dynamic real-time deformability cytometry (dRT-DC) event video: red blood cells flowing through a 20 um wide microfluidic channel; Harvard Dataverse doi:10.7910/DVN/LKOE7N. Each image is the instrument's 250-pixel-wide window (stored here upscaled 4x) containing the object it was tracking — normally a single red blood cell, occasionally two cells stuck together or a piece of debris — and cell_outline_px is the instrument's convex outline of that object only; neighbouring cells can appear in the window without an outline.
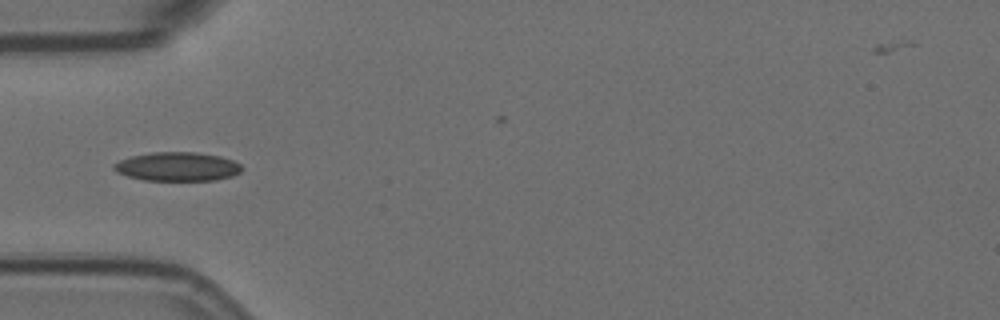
{"species": "Egyptian fruit bat (a non-hibernating species)", "species_latin": "Rousettus aegyptiacus", "temperature_condition": "room temperature", "stored_images_in_passage": 4, "camera_frame_rate_fps": 3000, "um_per_image_px": 0.085, "animal": {"sex": "female"}, "frame": {"image": 1, "passage_image": 1, "time_ms": 0.0, "image_size_px": [1000, 320], "cell_outline_px": [[244, 168], [240, 172], [232, 176], [216, 180], [144, 180], [128, 176], [116, 172], [112, 168], [112, 164], [120, 160], [132, 156], [152, 152], [196, 152], [220, 156], [232, 160], [240, 164]], "centroid_in_image_um": [15.08, 14.16], "position_along_channel_um": 69.9, "area_um2": 21.56}}
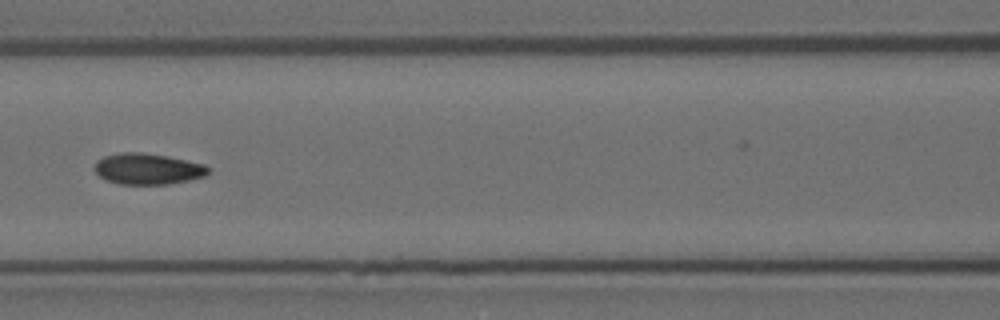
{"frame": {"image": 2, "passage_image": 3, "time_ms": 0.667, "image_size_px": [1000, 320], "cell_outline_px": [[212, 168], [204, 176], [188, 180], [168, 184], [120, 184], [104, 180], [92, 168], [96, 160], [104, 156], [120, 152], [140, 152], [168, 156], [204, 164]], "centroid_in_image_um": [12.52, 14.35], "position_along_channel_um": 154.1, "area_um2": 20.75}}
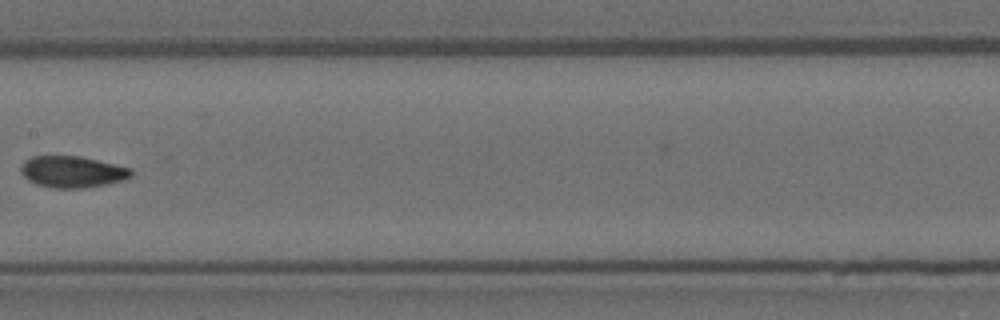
{"frame": {"image": 3, "passage_image": 4, "time_ms": 1.0, "image_size_px": [1000, 320], "cell_outline_px": [[132, 176], [124, 180], [108, 184], [84, 188], [52, 188], [36, 184], [28, 180], [20, 172], [20, 168], [24, 160], [32, 156], [80, 156], [132, 168]], "centroid_in_image_um": [6.14, 14.61], "position_along_channel_um": 201.3, "area_um2": 20.4}}